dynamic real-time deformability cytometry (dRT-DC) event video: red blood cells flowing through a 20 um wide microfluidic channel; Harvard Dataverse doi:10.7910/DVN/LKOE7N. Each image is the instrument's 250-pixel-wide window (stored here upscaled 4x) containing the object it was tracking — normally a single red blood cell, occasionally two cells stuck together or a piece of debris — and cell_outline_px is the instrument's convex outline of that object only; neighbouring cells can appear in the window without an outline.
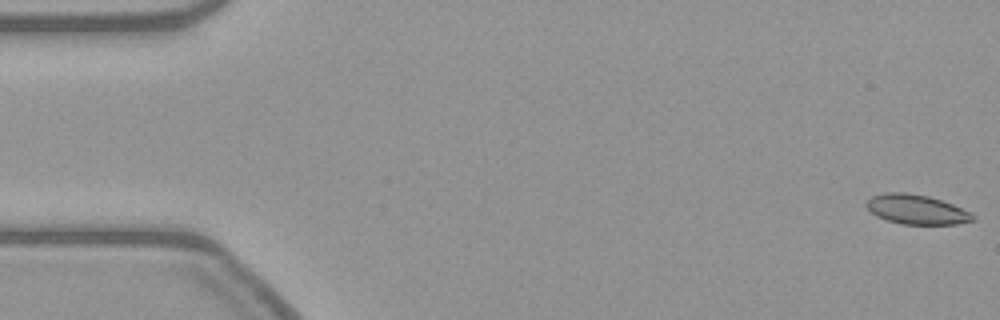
{"species": "common noctule bat (a hibernating species)", "species_latin": "Nyctalus noctula", "temperature_condition": "warm", "stored_images_in_passage": 41, "camera_frame_rate_fps": 3000, "um_per_image_px": 0.085, "animal": {"sex": "female", "body_mass_g": 21.9}, "frame": {"image": 1, "passage_image": 1, "time_ms": 0.0, "image_size_px": [1000, 320], "cell_outline_px": [[976, 220], [956, 224], [900, 224], [876, 216], [864, 204], [872, 196], [884, 192], [904, 192], [928, 196], [952, 204], [976, 216]], "centroid_in_image_um": [77.88, 17.8], "position_along_channel_um": 7.1, "area_um2": 18.21}}
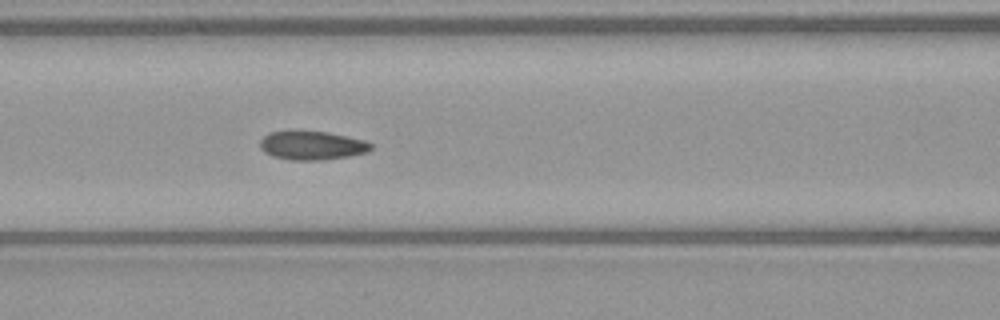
{"frame": {"image": 2, "passage_image": 23, "time_ms": 7.333, "image_size_px": [1000, 320], "cell_outline_px": [[372, 148], [368, 152], [352, 156], [324, 160], [288, 160], [272, 156], [264, 152], [260, 148], [260, 140], [268, 132], [328, 132], [364, 140], [372, 144]], "centroid_in_image_um": [26.53, 12.39], "position_along_channel_um": 140.1, "area_um2": 18.55}}
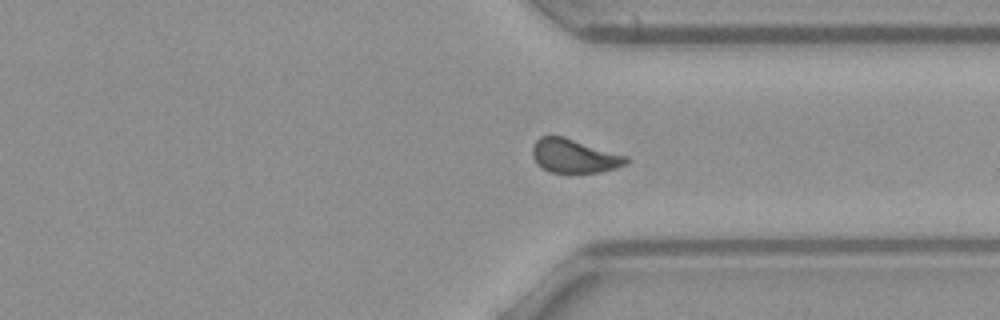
{"frame": {"image": 3, "passage_image": 41, "time_ms": 13.333, "image_size_px": [1000, 320], "cell_outline_px": [[628, 164], [616, 168], [600, 172], [552, 172], [536, 164], [532, 156], [532, 144], [540, 136], [564, 136], [628, 156]], "centroid_in_image_um": [48.8, 13.24], "position_along_channel_um": 362.6, "area_um2": 18.55}}